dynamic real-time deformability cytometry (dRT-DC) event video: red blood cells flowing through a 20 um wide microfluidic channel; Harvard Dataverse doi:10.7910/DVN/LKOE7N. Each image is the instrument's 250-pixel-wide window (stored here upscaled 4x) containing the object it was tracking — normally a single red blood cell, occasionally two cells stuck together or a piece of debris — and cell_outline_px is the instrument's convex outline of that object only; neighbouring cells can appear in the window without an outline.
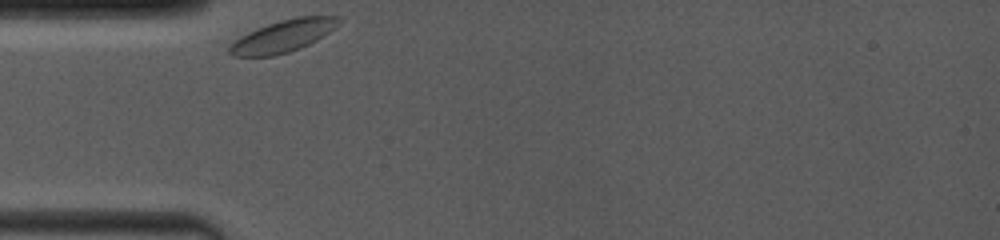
{"species": "common noctule bat (a hibernating species)", "species_latin": "Nyctalus noctula", "temperature_condition": "room temperature", "stored_images_in_passage": 3, "camera_frame_rate_fps": 4000, "um_per_image_px": 0.085, "animal": {"sex": "female", "body_mass_g": 19.0, "forearm_length_mm": 53.3}, "frame": {"image": 1, "passage_image": 1, "time_ms": 0.0, "image_size_px": [1000, 240], "cell_outline_px": [[344, 16], [328, 32], [316, 40], [300, 48], [288, 52], [272, 56], [232, 56], [228, 52], [228, 48], [240, 36], [256, 28], [280, 20], [300, 16]], "centroid_in_image_um": [24.03, 3.06], "position_along_channel_um": 61.0, "area_um2": 20.11}}